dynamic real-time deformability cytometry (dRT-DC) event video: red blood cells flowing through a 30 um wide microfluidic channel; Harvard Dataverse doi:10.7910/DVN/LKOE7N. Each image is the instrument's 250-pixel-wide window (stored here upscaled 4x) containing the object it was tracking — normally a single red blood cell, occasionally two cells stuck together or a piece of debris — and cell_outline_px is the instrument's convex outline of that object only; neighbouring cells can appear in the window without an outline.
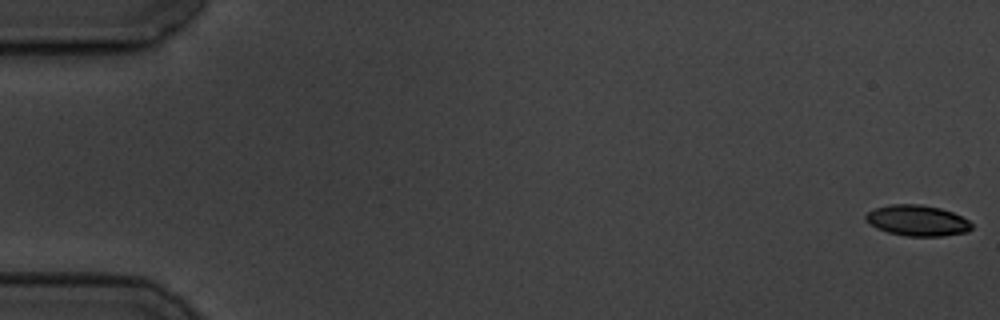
{"species": "common noctule bat (a hibernating species)", "species_latin": "Nyctalus noctula", "temperature_condition": "cold", "stored_images_in_passage": 9, "camera_frame_rate_fps": 3000, "um_per_image_px": 0.085, "animal": {"sex": "male", "body_mass_g": 19.5, "forearm_length_mm": 54.6}, "frame": {"image": 1, "passage_image": 1, "time_ms": 0.0, "image_size_px": [1000, 320], "cell_outline_px": [[972, 228], [968, 232], [944, 236], [908, 236], [888, 232], [876, 228], [864, 220], [864, 216], [868, 212], [876, 208], [892, 204], [920, 204], [940, 208], [952, 212], [968, 220], [972, 224]], "centroid_in_image_um": [77.97, 18.75], "position_along_channel_um": 7.0, "area_um2": 19.02}}
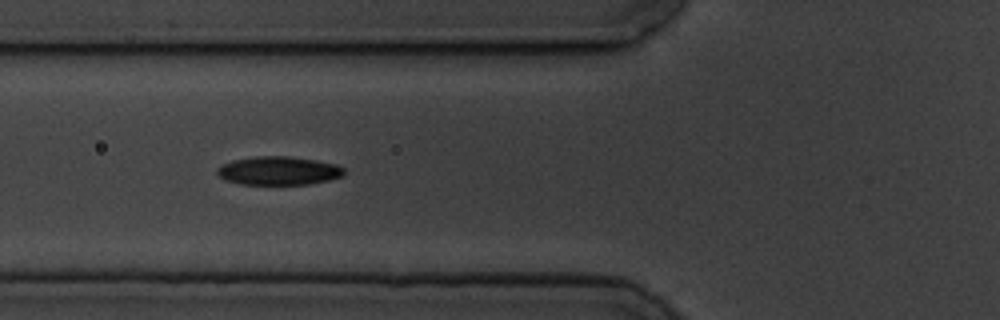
{"frame": {"image": 2, "passage_image": 7, "time_ms": 7.0, "image_size_px": [1000, 320], "cell_outline_px": [[344, 176], [328, 180], [308, 184], [240, 184], [224, 180], [216, 172], [216, 168], [232, 160], [256, 156], [288, 156], [316, 160], [336, 164], [344, 168]], "centroid_in_image_um": [23.67, 14.51], "position_along_channel_um": 102.1, "area_um2": 21.1}}
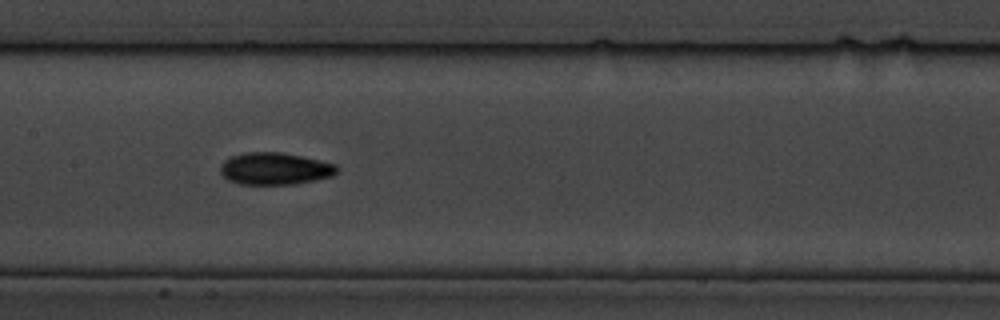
{"frame": {"image": 3, "passage_image": 9, "time_ms": 9.333, "image_size_px": [1000, 320], "cell_outline_px": [[340, 168], [332, 176], [296, 184], [240, 184], [228, 180], [220, 172], [220, 164], [224, 160], [232, 156], [244, 152], [280, 152], [300, 156], [336, 164]], "centroid_in_image_um": [23.35, 14.33], "position_along_channel_um": 184.1, "area_um2": 21.79}}